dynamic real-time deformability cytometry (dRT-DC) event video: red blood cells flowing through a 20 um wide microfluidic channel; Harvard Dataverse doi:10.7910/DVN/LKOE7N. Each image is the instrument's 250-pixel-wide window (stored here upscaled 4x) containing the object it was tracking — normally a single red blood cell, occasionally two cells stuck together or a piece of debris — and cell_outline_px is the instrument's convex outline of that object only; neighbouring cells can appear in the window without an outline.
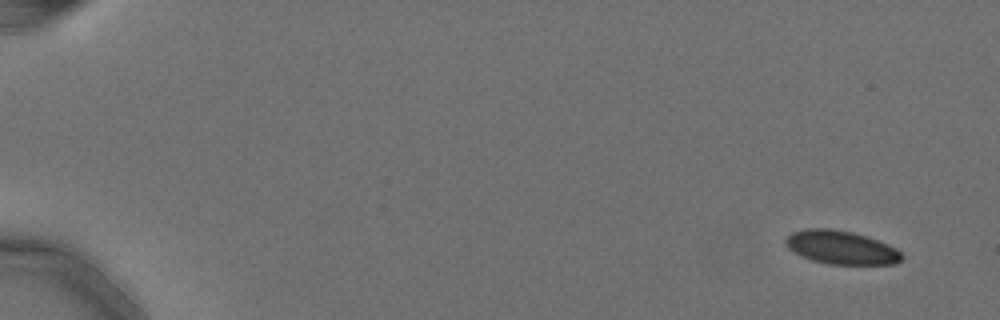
{"species": "Egyptian fruit bat (a non-hibernating species)", "species_latin": "Rousettus aegyptiacus", "temperature_condition": "cold", "stored_images_in_passage": 5, "camera_frame_rate_fps": 3000, "um_per_image_px": 0.085, "animal": {"sex": "female"}, "frame": {"image": 1, "passage_image": 1, "time_ms": 0.0, "image_size_px": [1000, 320], "cell_outline_px": [[904, 256], [896, 264], [828, 264], [812, 260], [800, 256], [788, 248], [784, 244], [784, 240], [792, 232], [804, 228], [832, 228], [852, 232], [888, 244], [896, 248]], "centroid_in_image_um": [71.46, 21.03], "position_along_channel_um": 13.5, "area_um2": 22.72}}
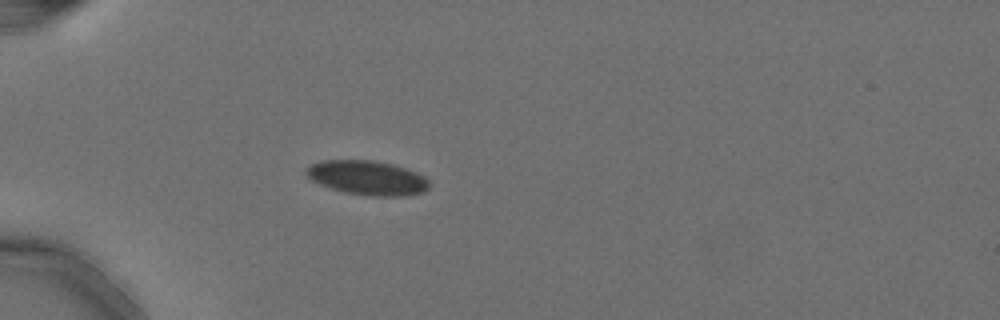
{"frame": {"image": 2, "passage_image": 5, "time_ms": 1.333, "image_size_px": [1000, 320], "cell_outline_px": [[428, 188], [424, 192], [404, 196], [368, 196], [344, 192], [320, 184], [312, 180], [304, 172], [304, 168], [320, 160], [372, 160], [392, 164], [416, 172], [424, 176], [428, 180]], "centroid_in_image_um": [31.2, 15.11], "position_along_channel_um": 53.8, "area_um2": 24.62}}